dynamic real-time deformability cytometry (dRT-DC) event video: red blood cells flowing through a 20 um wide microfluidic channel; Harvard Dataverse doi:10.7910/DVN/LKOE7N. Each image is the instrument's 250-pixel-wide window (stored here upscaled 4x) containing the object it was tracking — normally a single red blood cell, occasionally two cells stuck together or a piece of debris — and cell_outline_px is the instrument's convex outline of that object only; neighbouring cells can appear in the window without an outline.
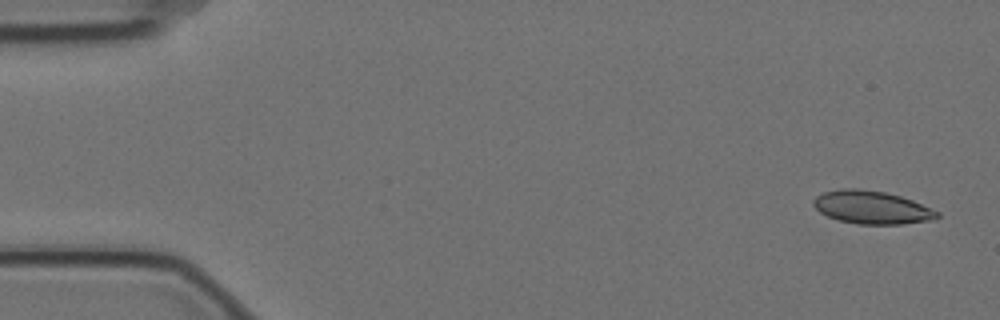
{"species": "Egyptian fruit bat (a non-hibernating species)", "species_latin": "Rousettus aegyptiacus", "temperature_condition": "cold", "stored_images_in_passage": 5, "camera_frame_rate_fps": 3000, "um_per_image_px": 0.085, "animal": {"sex": "female"}, "frame": {"image": 1, "passage_image": 1, "time_ms": 0.0, "image_size_px": [1000, 320], "cell_outline_px": [[940, 216], [936, 220], [904, 224], [860, 224], [840, 220], [828, 216], [820, 212], [812, 204], [812, 200], [820, 192], [840, 188], [860, 188], [884, 192], [900, 196], [912, 200], [940, 212]], "centroid_in_image_um": [74.11, 17.62], "position_along_channel_um": 10.9, "area_um2": 24.04}}
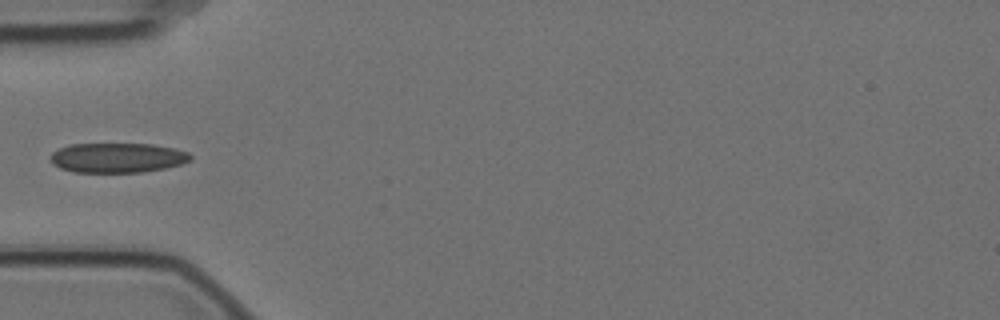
{"frame": {"image": 2, "passage_image": 5, "time_ms": 1.333, "image_size_px": [1000, 320], "cell_outline_px": [[192, 160], [180, 164], [164, 168], [140, 172], [72, 172], [60, 168], [52, 164], [52, 152], [60, 148], [72, 144], [152, 144], [176, 148], [188, 152], [192, 156]], "centroid_in_image_um": [10.01, 13.41], "position_along_channel_um": 75.0, "area_um2": 24.22}}